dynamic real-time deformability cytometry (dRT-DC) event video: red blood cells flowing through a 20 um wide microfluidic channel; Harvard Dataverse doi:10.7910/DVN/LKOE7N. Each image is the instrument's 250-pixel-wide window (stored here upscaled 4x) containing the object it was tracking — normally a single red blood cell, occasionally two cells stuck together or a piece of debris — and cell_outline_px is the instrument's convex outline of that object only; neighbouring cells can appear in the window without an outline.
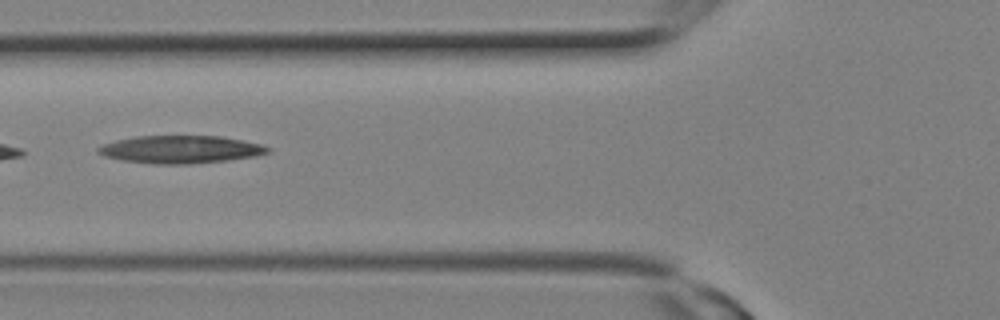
{"species": "Egyptian fruit bat (a non-hibernating species)", "species_latin": "Rousettus aegyptiacus", "temperature_condition": "room temperature", "stored_images_in_passage": 10, "camera_frame_rate_fps": 3000, "um_per_image_px": 0.085, "animal": {"sex": "female"}, "frame": {"image": 1, "passage_image": 9, "time_ms": 2.667, "image_size_px": [1000, 320], "cell_outline_px": [[272, 148], [268, 152], [256, 156], [228, 160], [188, 164], [152, 164], [124, 160], [104, 156], [96, 152], [96, 148], [104, 144], [116, 140], [136, 136], [220, 136], [260, 144]], "centroid_in_image_um": [15.33, 12.7], "position_along_channel_um": 110.5, "area_um2": 27.28}}